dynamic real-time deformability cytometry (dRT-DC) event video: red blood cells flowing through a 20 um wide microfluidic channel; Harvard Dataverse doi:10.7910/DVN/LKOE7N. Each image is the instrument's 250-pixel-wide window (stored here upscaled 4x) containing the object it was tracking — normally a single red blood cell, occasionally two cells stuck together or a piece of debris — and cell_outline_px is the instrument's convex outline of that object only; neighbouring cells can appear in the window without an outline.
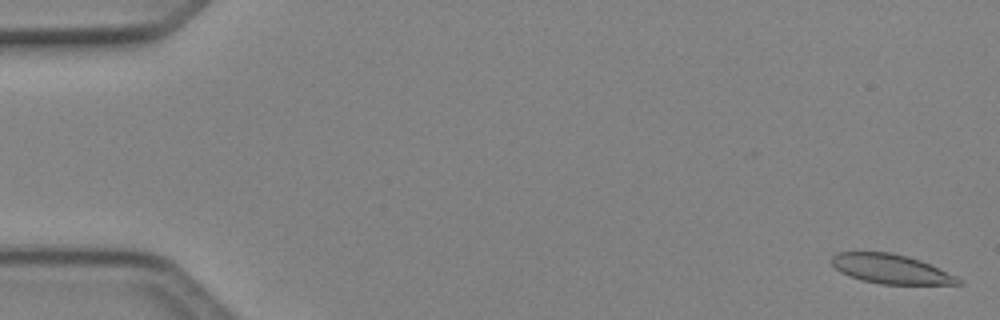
{"species": "Egyptian fruit bat (a non-hibernating species)", "species_latin": "Rousettus aegyptiacus", "temperature_condition": "cold", "stored_images_in_passage": 6, "camera_frame_rate_fps": 3000, "um_per_image_px": 0.085, "animal": {"sex": "female"}, "frame": {"image": 1, "passage_image": 1, "time_ms": 0.0, "image_size_px": [1000, 320], "cell_outline_px": [[964, 284], [880, 284], [864, 280], [840, 272], [832, 264], [832, 256], [836, 252], [892, 252], [908, 256], [920, 260], [956, 276], [964, 280]], "centroid_in_image_um": [75.75, 22.86], "position_along_channel_um": 9.3, "area_um2": 21.5}}